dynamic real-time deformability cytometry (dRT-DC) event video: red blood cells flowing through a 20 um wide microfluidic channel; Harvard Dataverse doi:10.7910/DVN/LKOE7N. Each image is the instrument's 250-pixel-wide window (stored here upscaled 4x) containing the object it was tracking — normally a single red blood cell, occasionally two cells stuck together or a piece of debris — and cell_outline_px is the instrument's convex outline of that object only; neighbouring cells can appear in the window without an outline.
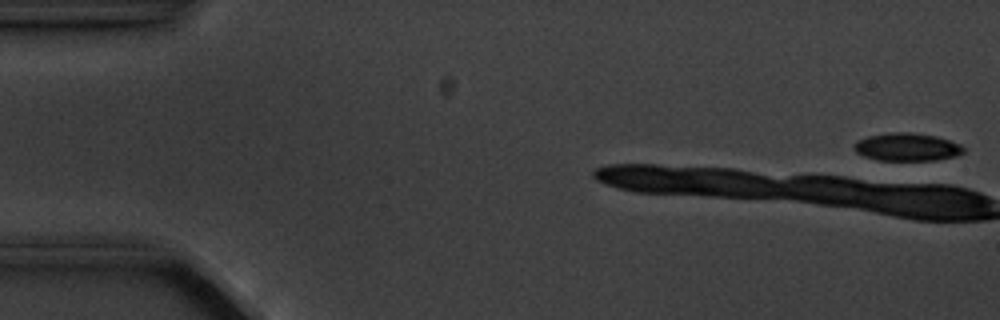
{"species": "common noctule bat (a hibernating species)", "species_latin": "Nyctalus noctula", "temperature_condition": "cold", "stored_images_in_passage": 6, "camera_frame_rate_fps": 3000, "um_per_image_px": 0.085, "animal": {"sex": "male", "body_mass_g": 20.1, "forearm_length_mm": 53.5}, "frame": {"image": 1, "passage_image": 1, "time_ms": 0.0, "image_size_px": [1000, 320], "cell_outline_px": [[964, 152], [956, 156], [936, 160], [880, 160], [864, 156], [856, 152], [856, 140], [868, 136], [892, 132], [908, 132], [936, 136], [960, 144], [964, 148]], "centroid_in_image_um": [77.12, 12.49], "position_along_channel_um": 7.9, "area_um2": 17.57}}